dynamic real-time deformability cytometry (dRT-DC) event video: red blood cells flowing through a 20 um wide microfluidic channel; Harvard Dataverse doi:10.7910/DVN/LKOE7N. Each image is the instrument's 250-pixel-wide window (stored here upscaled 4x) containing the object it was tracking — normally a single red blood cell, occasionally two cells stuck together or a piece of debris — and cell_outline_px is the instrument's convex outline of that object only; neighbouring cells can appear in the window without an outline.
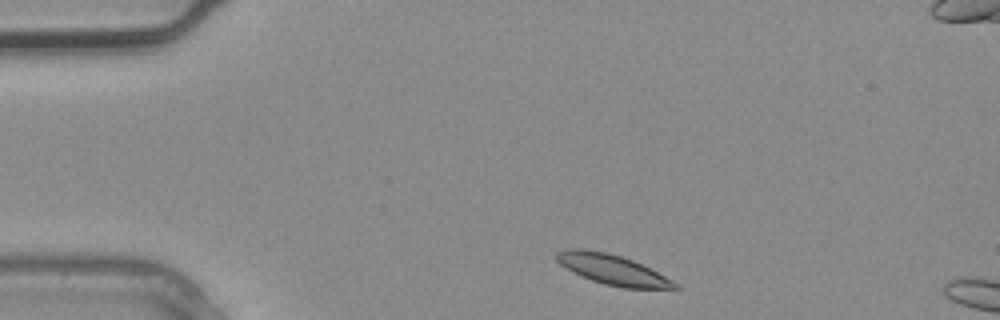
{"species": "common noctule bat (a hibernating species)", "species_latin": "Nyctalus noctula", "temperature_condition": "warm", "stored_images_in_passage": 2, "camera_frame_rate_fps": 3000, "um_per_image_px": 0.085, "animal": {"sex": "male", "body_mass_g": 20.4}, "frame": {"image": 1, "passage_image": 1, "time_ms": 0.0, "image_size_px": [1000, 320], "cell_outline_px": [[680, 288], [624, 288], [604, 284], [592, 280], [560, 264], [556, 260], [556, 252], [568, 248], [584, 248], [608, 252], [632, 260], [680, 284]], "centroid_in_image_um": [52.05, 22.9], "position_along_channel_um": 33.0, "area_um2": 20.35}}